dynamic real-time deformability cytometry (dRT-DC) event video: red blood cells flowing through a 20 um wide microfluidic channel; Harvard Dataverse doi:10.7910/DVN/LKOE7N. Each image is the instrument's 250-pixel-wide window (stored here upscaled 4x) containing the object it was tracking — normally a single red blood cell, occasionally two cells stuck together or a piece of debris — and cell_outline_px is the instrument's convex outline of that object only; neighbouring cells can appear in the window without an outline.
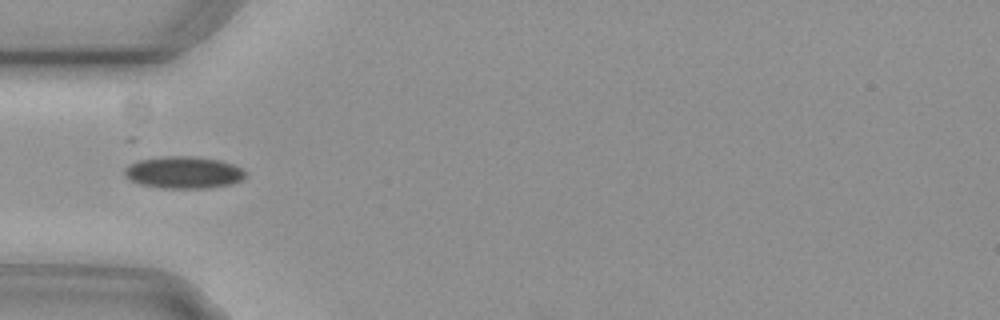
{"species": "common noctule bat (a hibernating species)", "species_latin": "Nyctalus noctula", "temperature_condition": "cold", "stored_images_in_passage": 4, "camera_frame_rate_fps": 3000, "um_per_image_px": 0.085, "animal": {"sex": "female", "body_mass_g": 29.2, "forearm_length_mm": 56.3}, "frame": {"image": 1, "passage_image": 1, "time_ms": 0.0, "image_size_px": [1000, 320], "cell_outline_px": [[244, 176], [240, 180], [228, 184], [208, 188], [160, 188], [140, 184], [124, 176], [124, 168], [128, 164], [140, 160], [164, 156], [192, 156], [220, 160], [232, 164], [240, 168], [244, 172]], "centroid_in_image_um": [15.55, 14.65], "position_along_channel_um": 69.5, "area_um2": 22.37}}
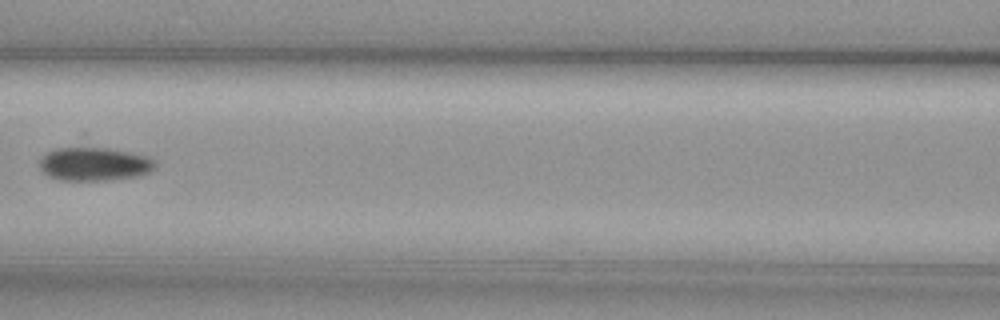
{"frame": {"image": 2, "passage_image": 3, "time_ms": 0.667, "image_size_px": [1000, 320], "cell_outline_px": [[156, 168], [152, 172], [140, 176], [112, 180], [56, 180], [48, 176], [40, 168], [40, 156], [84, 132], [148, 156], [156, 160]], "centroid_in_image_um": [8.02, 13.66], "position_along_channel_um": 158.6, "area_um2": 27.57}}